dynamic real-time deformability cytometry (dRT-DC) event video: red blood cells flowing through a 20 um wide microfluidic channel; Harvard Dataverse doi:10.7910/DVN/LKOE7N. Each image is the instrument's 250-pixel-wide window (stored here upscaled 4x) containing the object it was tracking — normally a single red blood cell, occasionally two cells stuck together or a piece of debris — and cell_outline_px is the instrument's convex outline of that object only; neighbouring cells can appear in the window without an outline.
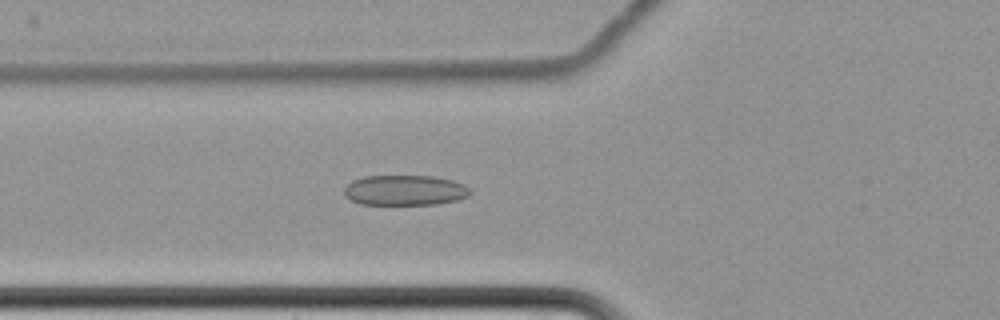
{"species": "common noctule bat (a hibernating species)", "species_latin": "Nyctalus noctula", "temperature_condition": "cold", "stored_images_in_passage": 7, "camera_frame_rate_fps": 3000, "um_per_image_px": 0.085, "animal": {"sex": "female", "body_mass_g": 22.7, "forearm_length_mm": 54.2}, "frame": {"image": 1, "passage_image": 7, "time_ms": 7.333, "image_size_px": [1000, 320], "cell_outline_px": [[472, 192], [468, 196], [460, 200], [436, 204], [360, 204], [344, 196], [344, 188], [352, 180], [364, 176], [432, 176], [452, 180], [464, 184]], "centroid_in_image_um": [34.42, 16.17], "position_along_channel_um": 91.4, "area_um2": 22.31}}